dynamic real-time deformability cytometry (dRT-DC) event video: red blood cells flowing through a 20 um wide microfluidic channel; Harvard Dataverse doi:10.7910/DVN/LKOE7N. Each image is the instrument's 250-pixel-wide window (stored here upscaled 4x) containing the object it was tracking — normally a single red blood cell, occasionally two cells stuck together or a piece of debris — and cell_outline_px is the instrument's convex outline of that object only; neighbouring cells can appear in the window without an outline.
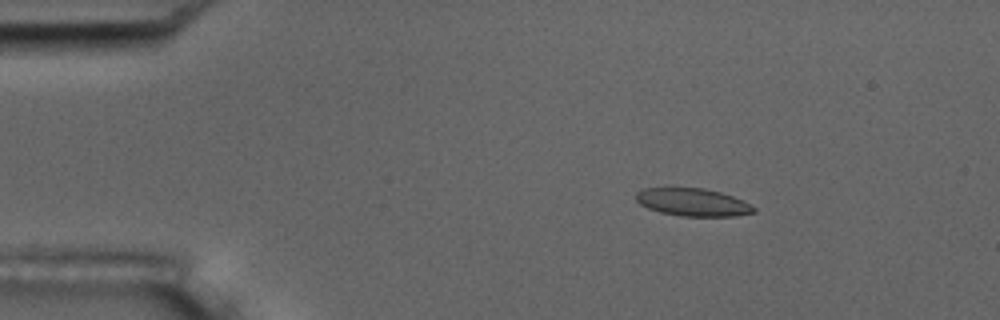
{"species": "common noctule bat (a hibernating species)", "species_latin": "Nyctalus noctula", "temperature_condition": "room temperature", "stored_images_in_passage": 4, "camera_frame_rate_fps": 3000, "um_per_image_px": 0.085, "animal": {"sex": "male", "body_mass_g": 17.5, "forearm_length_mm": 52.3}, "frame": {"image": 1, "passage_image": 2, "time_ms": 1.0, "image_size_px": [1000, 320], "cell_outline_px": [[756, 212], [736, 216], [680, 216], [660, 212], [648, 208], [640, 204], [636, 200], [636, 192], [644, 188], [704, 188], [720, 192], [744, 200], [756, 208]], "centroid_in_image_um": [58.91, 17.19], "position_along_channel_um": 26.1, "area_um2": 19.07}}